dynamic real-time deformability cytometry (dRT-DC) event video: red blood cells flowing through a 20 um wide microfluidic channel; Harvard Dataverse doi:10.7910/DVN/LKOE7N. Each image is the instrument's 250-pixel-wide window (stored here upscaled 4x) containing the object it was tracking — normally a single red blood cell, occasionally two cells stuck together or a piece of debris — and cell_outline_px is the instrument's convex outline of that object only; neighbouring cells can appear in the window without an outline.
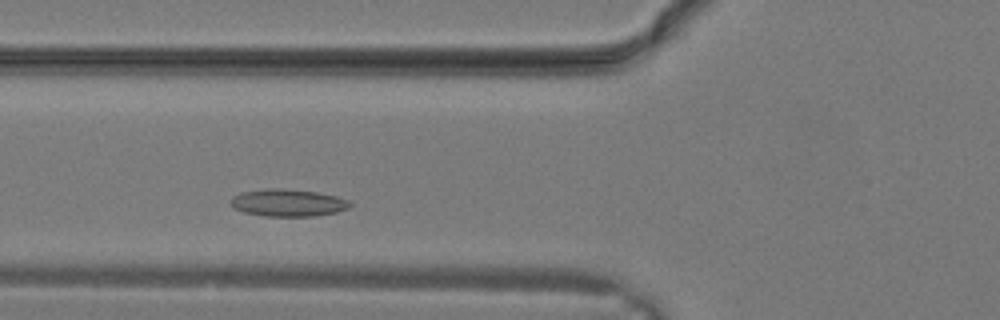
{"species": "common noctule bat (a hibernating species)", "species_latin": "Nyctalus noctula", "temperature_condition": "warm", "stored_images_in_passage": 25, "segment_of_instrument_passage": [1, 2], "camera_frame_rate_fps": 3000, "um_per_image_px": 0.085, "animal": {"sex": "male", "body_mass_g": 19.2, "forearm_length_mm": 51.8}, "frame": {"image": 1, "passage_image": 5, "time_ms": 1.333, "image_size_px": [1000, 320], "cell_outline_px": [[352, 204], [348, 208], [336, 212], [316, 216], [264, 216], [244, 212], [232, 208], [232, 196], [240, 192], [268, 188], [280, 188], [316, 192], [336, 196], [348, 200]], "centroid_in_image_um": [24.46, 17.23], "position_along_channel_um": 101.3, "area_um2": 18.96}}
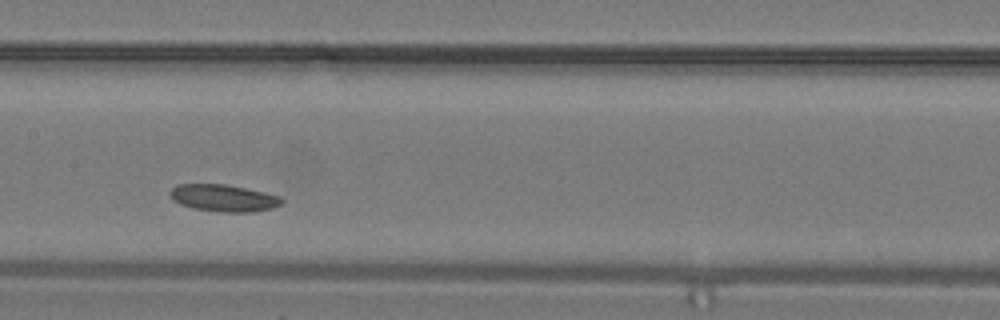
{"frame": {"image": 2, "passage_image": 9, "time_ms": 2.667, "image_size_px": [1000, 320], "cell_outline_px": [[284, 200], [280, 204], [272, 208], [248, 212], [224, 212], [192, 208], [180, 204], [168, 192], [176, 184], [224, 184], [264, 192], [280, 196]], "centroid_in_image_um": [19.0, 16.82], "position_along_channel_um": 188.4, "area_um2": 17.34}}
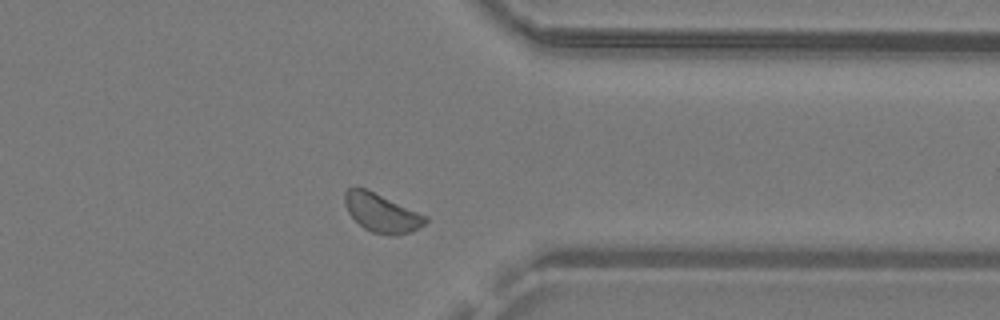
{"frame": {"image": 3, "passage_image": 18, "time_ms": 5.667, "image_size_px": [1000, 320], "cell_outline_px": [[428, 220], [420, 228], [412, 232], [372, 232], [364, 228], [348, 212], [344, 204], [344, 192], [348, 188], [364, 188], [428, 216]], "centroid_in_image_um": [32.43, 18.06], "position_along_channel_um": 379.0, "area_um2": 17.4}}